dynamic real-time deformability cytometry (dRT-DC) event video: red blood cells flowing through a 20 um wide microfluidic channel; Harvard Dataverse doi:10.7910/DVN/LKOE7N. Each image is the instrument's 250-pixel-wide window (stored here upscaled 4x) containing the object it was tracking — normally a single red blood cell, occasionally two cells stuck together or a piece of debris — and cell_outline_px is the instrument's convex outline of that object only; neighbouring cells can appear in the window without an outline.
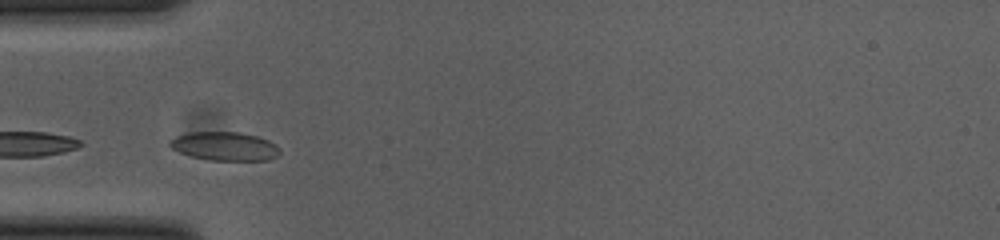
{"species": "common noctule bat (a hibernating species)", "species_latin": "Nyctalus noctula", "temperature_condition": "cold", "stored_images_in_passage": 14, "segment_of_instrument_passage": [2, 2], "camera_frame_rate_fps": 3000, "um_per_image_px": 0.085, "animal": {"sex": "female", "body_mass_g": 23.0, "forearm_length_mm": 53.4}, "frame": {"image": 1, "passage_image": 7, "time_ms": 2.0, "image_size_px": [1000, 240], "cell_outline_px": [[280, 156], [268, 160], [208, 160], [192, 156], [180, 152], [172, 148], [168, 144], [168, 140], [176, 136], [188, 132], [240, 132], [256, 136], [268, 140], [276, 144], [280, 148]], "centroid_in_image_um": [19.12, 12.43], "position_along_channel_um": 65.9, "area_um2": 18.5}}